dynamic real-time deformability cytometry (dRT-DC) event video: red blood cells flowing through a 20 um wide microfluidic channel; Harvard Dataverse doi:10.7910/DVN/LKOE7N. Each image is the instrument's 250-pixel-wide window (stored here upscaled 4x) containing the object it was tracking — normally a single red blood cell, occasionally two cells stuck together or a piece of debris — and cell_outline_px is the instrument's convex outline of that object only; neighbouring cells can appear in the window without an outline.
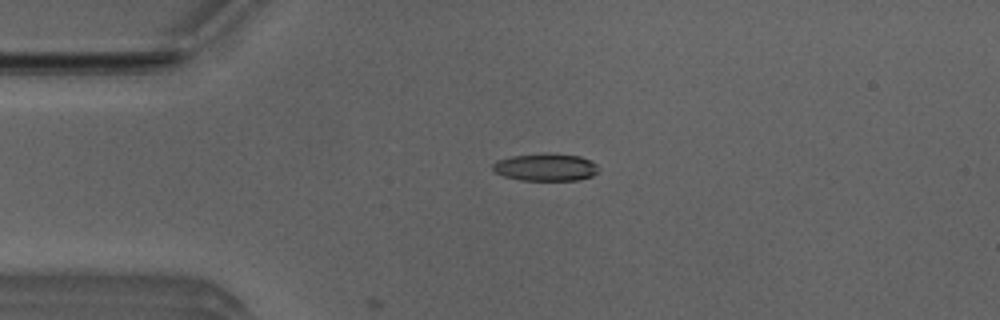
{"species": "Egyptian fruit bat (a non-hibernating species)", "species_latin": "Rousettus aegyptiacus", "temperature_condition": "room temperature", "stored_images_in_passage": 4, "camera_frame_rate_fps": 3000, "um_per_image_px": 0.085, "animal": {"sex": "male"}, "frame": {"image": 1, "passage_image": 4, "time_ms": 1.0, "image_size_px": [1000, 320], "cell_outline_px": [[600, 168], [592, 176], [580, 180], [520, 180], [504, 176], [496, 172], [492, 168], [492, 164], [508, 156], [540, 152], [548, 152], [580, 156], [596, 164]], "centroid_in_image_um": [46.38, 14.19], "position_along_channel_um": 38.6, "area_um2": 17.17}}